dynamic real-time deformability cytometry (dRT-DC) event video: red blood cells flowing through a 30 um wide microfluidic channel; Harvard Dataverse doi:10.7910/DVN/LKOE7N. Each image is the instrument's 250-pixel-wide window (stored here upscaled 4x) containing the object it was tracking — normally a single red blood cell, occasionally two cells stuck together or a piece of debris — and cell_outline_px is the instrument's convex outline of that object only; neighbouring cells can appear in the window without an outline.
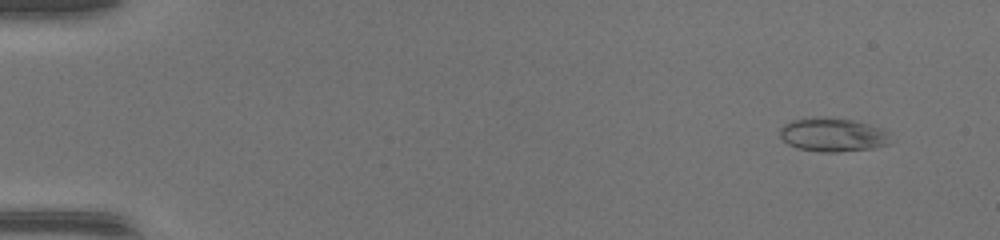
{"species": "common noctule bat (a hibernating species)", "species_latin": "Nyctalus noctula", "temperature_condition": "warm", "stored_images_in_passage": 49, "camera_frame_rate_fps": 3000, "um_per_image_px": 0.085, "animal": {"sex": "female", "body_mass_g": 17.0, "forearm_length_mm": 48.0}, "frame": {"image": 1, "passage_image": 4, "time_ms": 1.0, "image_size_px": [1000, 240], "cell_outline_px": [[892, 132], [888, 144], [872, 148], [836, 152], [824, 152], [796, 148], [788, 144], [780, 136], [780, 128], [784, 124], [792, 120], [816, 116], [828, 116], [852, 120], [868, 124]], "centroid_in_image_um": [70.79, 11.44], "position_along_channel_um": 14.2, "area_um2": 21.96}}
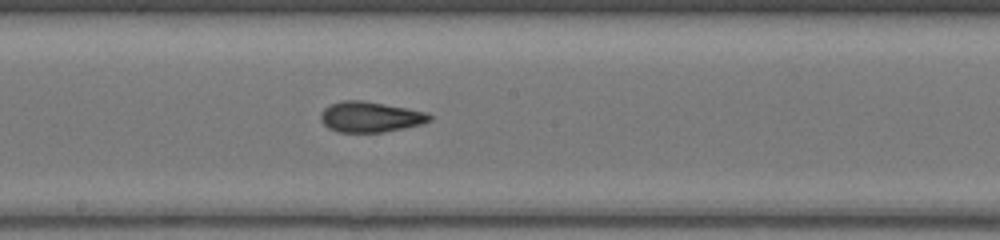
{"frame": {"image": 2, "passage_image": 28, "time_ms": 9.0, "image_size_px": [1000, 240], "cell_outline_px": [[432, 120], [424, 124], [384, 132], [336, 132], [328, 128], [320, 120], [320, 112], [328, 104], [344, 100], [364, 100], [408, 108], [428, 112], [432, 116]], "centroid_in_image_um": [31.48, 9.93], "position_along_channel_um": 216.7, "area_um2": 19.77}}
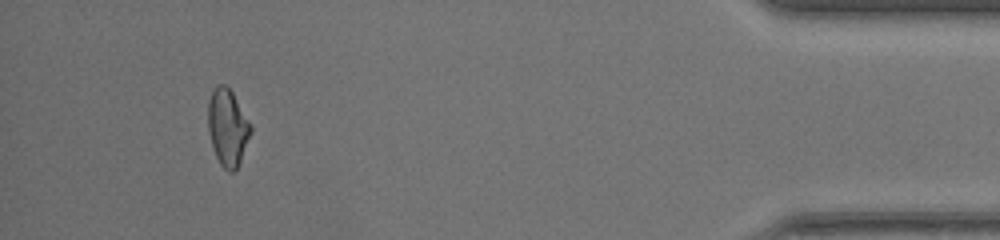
{"frame": {"image": 3, "passage_image": 46, "time_ms": 15.0, "image_size_px": [1000, 240], "cell_outline_px": [[252, 132], [240, 160], [236, 168], [232, 172], [228, 172], [220, 164], [216, 156], [212, 144], [208, 128], [208, 100], [216, 84], [224, 84], [232, 92], [252, 124]], "centroid_in_image_um": [19.35, 10.81], "position_along_channel_um": 415.8, "area_um2": 19.02}, "authors_computed_cell_mechanics": {"area_um2": 19.7676, "velocity_mm_per_s": 4.3514, "shape_relaxation_time_tau1_ms": null, "shape_relaxation_time_tau2_ms": 1.624, "deformation_change_tau1": null, "deformation_change_tau2": 0.0741}}